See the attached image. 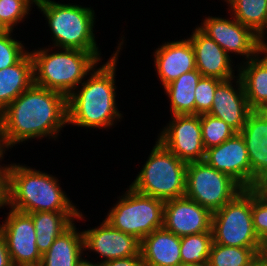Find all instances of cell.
Returning a JSON list of instances; mask_svg holds the SVG:
<instances>
[{
    "label": "cell",
    "instance_id": "1",
    "mask_svg": "<svg viewBox=\"0 0 267 266\" xmlns=\"http://www.w3.org/2000/svg\"><path fill=\"white\" fill-rule=\"evenodd\" d=\"M66 125L67 96L34 83L0 113V132L10 151L33 139L58 141Z\"/></svg>",
    "mask_w": 267,
    "mask_h": 266
},
{
    "label": "cell",
    "instance_id": "2",
    "mask_svg": "<svg viewBox=\"0 0 267 266\" xmlns=\"http://www.w3.org/2000/svg\"><path fill=\"white\" fill-rule=\"evenodd\" d=\"M115 51L106 62H100L86 79L67 97L68 125L90 130H108L124 118L116 102V71L119 54L126 46L121 33ZM125 39V40H124ZM125 43V44H124ZM118 105V106H117Z\"/></svg>",
    "mask_w": 267,
    "mask_h": 266
},
{
    "label": "cell",
    "instance_id": "3",
    "mask_svg": "<svg viewBox=\"0 0 267 266\" xmlns=\"http://www.w3.org/2000/svg\"><path fill=\"white\" fill-rule=\"evenodd\" d=\"M58 176L24 163H9L7 207L25 213L80 212ZM78 207V208H77Z\"/></svg>",
    "mask_w": 267,
    "mask_h": 266
},
{
    "label": "cell",
    "instance_id": "4",
    "mask_svg": "<svg viewBox=\"0 0 267 266\" xmlns=\"http://www.w3.org/2000/svg\"><path fill=\"white\" fill-rule=\"evenodd\" d=\"M37 48L29 50L33 59L34 84L58 91L67 97L104 59L101 51L47 45Z\"/></svg>",
    "mask_w": 267,
    "mask_h": 266
},
{
    "label": "cell",
    "instance_id": "5",
    "mask_svg": "<svg viewBox=\"0 0 267 266\" xmlns=\"http://www.w3.org/2000/svg\"><path fill=\"white\" fill-rule=\"evenodd\" d=\"M35 7L42 13L51 34L48 46L101 51L97 39L95 7L55 0H36Z\"/></svg>",
    "mask_w": 267,
    "mask_h": 266
},
{
    "label": "cell",
    "instance_id": "6",
    "mask_svg": "<svg viewBox=\"0 0 267 266\" xmlns=\"http://www.w3.org/2000/svg\"><path fill=\"white\" fill-rule=\"evenodd\" d=\"M147 160L129 185L135 191L167 201L185 196L187 162L155 141Z\"/></svg>",
    "mask_w": 267,
    "mask_h": 266
},
{
    "label": "cell",
    "instance_id": "7",
    "mask_svg": "<svg viewBox=\"0 0 267 266\" xmlns=\"http://www.w3.org/2000/svg\"><path fill=\"white\" fill-rule=\"evenodd\" d=\"M127 187L125 192L117 197L104 219L113 228L142 241L154 230L163 227L165 201Z\"/></svg>",
    "mask_w": 267,
    "mask_h": 266
},
{
    "label": "cell",
    "instance_id": "8",
    "mask_svg": "<svg viewBox=\"0 0 267 266\" xmlns=\"http://www.w3.org/2000/svg\"><path fill=\"white\" fill-rule=\"evenodd\" d=\"M213 243L230 247L259 248L253 228L251 189H244L233 200L212 213Z\"/></svg>",
    "mask_w": 267,
    "mask_h": 266
},
{
    "label": "cell",
    "instance_id": "9",
    "mask_svg": "<svg viewBox=\"0 0 267 266\" xmlns=\"http://www.w3.org/2000/svg\"><path fill=\"white\" fill-rule=\"evenodd\" d=\"M244 188L226 173L204 160L187 164L185 196L211 213L233 200Z\"/></svg>",
    "mask_w": 267,
    "mask_h": 266
},
{
    "label": "cell",
    "instance_id": "10",
    "mask_svg": "<svg viewBox=\"0 0 267 266\" xmlns=\"http://www.w3.org/2000/svg\"><path fill=\"white\" fill-rule=\"evenodd\" d=\"M230 17L206 16L197 27L212 38L231 58L235 55L241 64L255 57L262 47L263 40L250 28L237 21L229 12ZM233 55V56H232Z\"/></svg>",
    "mask_w": 267,
    "mask_h": 266
},
{
    "label": "cell",
    "instance_id": "11",
    "mask_svg": "<svg viewBox=\"0 0 267 266\" xmlns=\"http://www.w3.org/2000/svg\"><path fill=\"white\" fill-rule=\"evenodd\" d=\"M170 119L160 128L158 138L155 139L187 163L204 160L206 150L203 145L200 115H171Z\"/></svg>",
    "mask_w": 267,
    "mask_h": 266
},
{
    "label": "cell",
    "instance_id": "12",
    "mask_svg": "<svg viewBox=\"0 0 267 266\" xmlns=\"http://www.w3.org/2000/svg\"><path fill=\"white\" fill-rule=\"evenodd\" d=\"M1 219L0 233L4 236L13 266L41 263L42 255L36 245V231L29 213L7 207Z\"/></svg>",
    "mask_w": 267,
    "mask_h": 266
},
{
    "label": "cell",
    "instance_id": "13",
    "mask_svg": "<svg viewBox=\"0 0 267 266\" xmlns=\"http://www.w3.org/2000/svg\"><path fill=\"white\" fill-rule=\"evenodd\" d=\"M97 227L83 229L84 258H91L90 253H95L97 265L106 261L141 255V241L130 234L113 228L105 219ZM90 252V253H87ZM98 254V255H97Z\"/></svg>",
    "mask_w": 267,
    "mask_h": 266
},
{
    "label": "cell",
    "instance_id": "14",
    "mask_svg": "<svg viewBox=\"0 0 267 266\" xmlns=\"http://www.w3.org/2000/svg\"><path fill=\"white\" fill-rule=\"evenodd\" d=\"M204 161L226 173L244 189H252V171L244 138L236 133L232 138L205 151Z\"/></svg>",
    "mask_w": 267,
    "mask_h": 266
},
{
    "label": "cell",
    "instance_id": "15",
    "mask_svg": "<svg viewBox=\"0 0 267 266\" xmlns=\"http://www.w3.org/2000/svg\"><path fill=\"white\" fill-rule=\"evenodd\" d=\"M212 213L186 196L170 199L164 204L163 227L182 237L212 232Z\"/></svg>",
    "mask_w": 267,
    "mask_h": 266
},
{
    "label": "cell",
    "instance_id": "16",
    "mask_svg": "<svg viewBox=\"0 0 267 266\" xmlns=\"http://www.w3.org/2000/svg\"><path fill=\"white\" fill-rule=\"evenodd\" d=\"M193 29L188 38L194 50L196 69L202 77L228 80L237 76L239 60L235 66L234 58H231L212 38L204 34L196 25Z\"/></svg>",
    "mask_w": 267,
    "mask_h": 266
},
{
    "label": "cell",
    "instance_id": "17",
    "mask_svg": "<svg viewBox=\"0 0 267 266\" xmlns=\"http://www.w3.org/2000/svg\"><path fill=\"white\" fill-rule=\"evenodd\" d=\"M250 108L239 75L222 80L215 91L211 114L231 126L237 133L244 127Z\"/></svg>",
    "mask_w": 267,
    "mask_h": 266
},
{
    "label": "cell",
    "instance_id": "18",
    "mask_svg": "<svg viewBox=\"0 0 267 266\" xmlns=\"http://www.w3.org/2000/svg\"><path fill=\"white\" fill-rule=\"evenodd\" d=\"M168 40L152 52L155 72L162 88L183 73L196 70L194 50L188 36L176 41Z\"/></svg>",
    "mask_w": 267,
    "mask_h": 266
},
{
    "label": "cell",
    "instance_id": "19",
    "mask_svg": "<svg viewBox=\"0 0 267 266\" xmlns=\"http://www.w3.org/2000/svg\"><path fill=\"white\" fill-rule=\"evenodd\" d=\"M244 138L252 171V189L267 176V115L253 110L239 132Z\"/></svg>",
    "mask_w": 267,
    "mask_h": 266
},
{
    "label": "cell",
    "instance_id": "20",
    "mask_svg": "<svg viewBox=\"0 0 267 266\" xmlns=\"http://www.w3.org/2000/svg\"><path fill=\"white\" fill-rule=\"evenodd\" d=\"M140 252L145 266H182L181 237L164 227L141 241Z\"/></svg>",
    "mask_w": 267,
    "mask_h": 266
},
{
    "label": "cell",
    "instance_id": "21",
    "mask_svg": "<svg viewBox=\"0 0 267 266\" xmlns=\"http://www.w3.org/2000/svg\"><path fill=\"white\" fill-rule=\"evenodd\" d=\"M238 75L250 108H267V57L260 51L255 57L239 64Z\"/></svg>",
    "mask_w": 267,
    "mask_h": 266
},
{
    "label": "cell",
    "instance_id": "22",
    "mask_svg": "<svg viewBox=\"0 0 267 266\" xmlns=\"http://www.w3.org/2000/svg\"><path fill=\"white\" fill-rule=\"evenodd\" d=\"M32 217L36 231V245L41 255L46 253L54 240L64 233L76 220L87 219L83 212H33Z\"/></svg>",
    "mask_w": 267,
    "mask_h": 266
},
{
    "label": "cell",
    "instance_id": "23",
    "mask_svg": "<svg viewBox=\"0 0 267 266\" xmlns=\"http://www.w3.org/2000/svg\"><path fill=\"white\" fill-rule=\"evenodd\" d=\"M74 222L42 255L43 266H77L84 259V238Z\"/></svg>",
    "mask_w": 267,
    "mask_h": 266
},
{
    "label": "cell",
    "instance_id": "24",
    "mask_svg": "<svg viewBox=\"0 0 267 266\" xmlns=\"http://www.w3.org/2000/svg\"><path fill=\"white\" fill-rule=\"evenodd\" d=\"M33 83V59L28 51L16 64L0 70V113Z\"/></svg>",
    "mask_w": 267,
    "mask_h": 266
},
{
    "label": "cell",
    "instance_id": "25",
    "mask_svg": "<svg viewBox=\"0 0 267 266\" xmlns=\"http://www.w3.org/2000/svg\"><path fill=\"white\" fill-rule=\"evenodd\" d=\"M201 77V73L196 69L183 73L163 87L170 102V115L195 114V88Z\"/></svg>",
    "mask_w": 267,
    "mask_h": 266
},
{
    "label": "cell",
    "instance_id": "26",
    "mask_svg": "<svg viewBox=\"0 0 267 266\" xmlns=\"http://www.w3.org/2000/svg\"><path fill=\"white\" fill-rule=\"evenodd\" d=\"M227 12L250 28L263 41L267 40V0H226Z\"/></svg>",
    "mask_w": 267,
    "mask_h": 266
},
{
    "label": "cell",
    "instance_id": "27",
    "mask_svg": "<svg viewBox=\"0 0 267 266\" xmlns=\"http://www.w3.org/2000/svg\"><path fill=\"white\" fill-rule=\"evenodd\" d=\"M259 248L230 247L212 243L209 266H251L258 260Z\"/></svg>",
    "mask_w": 267,
    "mask_h": 266
},
{
    "label": "cell",
    "instance_id": "28",
    "mask_svg": "<svg viewBox=\"0 0 267 266\" xmlns=\"http://www.w3.org/2000/svg\"><path fill=\"white\" fill-rule=\"evenodd\" d=\"M213 243L212 232L186 235L181 237V263L182 266L208 261Z\"/></svg>",
    "mask_w": 267,
    "mask_h": 266
},
{
    "label": "cell",
    "instance_id": "29",
    "mask_svg": "<svg viewBox=\"0 0 267 266\" xmlns=\"http://www.w3.org/2000/svg\"><path fill=\"white\" fill-rule=\"evenodd\" d=\"M35 4L36 0H0V26L4 30L20 31L18 25L30 19Z\"/></svg>",
    "mask_w": 267,
    "mask_h": 266
},
{
    "label": "cell",
    "instance_id": "30",
    "mask_svg": "<svg viewBox=\"0 0 267 266\" xmlns=\"http://www.w3.org/2000/svg\"><path fill=\"white\" fill-rule=\"evenodd\" d=\"M200 125L205 150L220 145L237 133L225 121L208 113L200 115Z\"/></svg>",
    "mask_w": 267,
    "mask_h": 266
},
{
    "label": "cell",
    "instance_id": "31",
    "mask_svg": "<svg viewBox=\"0 0 267 266\" xmlns=\"http://www.w3.org/2000/svg\"><path fill=\"white\" fill-rule=\"evenodd\" d=\"M13 32H0V70L16 64L29 51L24 41L17 40Z\"/></svg>",
    "mask_w": 267,
    "mask_h": 266
},
{
    "label": "cell",
    "instance_id": "32",
    "mask_svg": "<svg viewBox=\"0 0 267 266\" xmlns=\"http://www.w3.org/2000/svg\"><path fill=\"white\" fill-rule=\"evenodd\" d=\"M222 80L215 77H201L195 88V114H207L210 112L214 94L218 84Z\"/></svg>",
    "mask_w": 267,
    "mask_h": 266
},
{
    "label": "cell",
    "instance_id": "33",
    "mask_svg": "<svg viewBox=\"0 0 267 266\" xmlns=\"http://www.w3.org/2000/svg\"><path fill=\"white\" fill-rule=\"evenodd\" d=\"M253 228L261 240L267 237V199L256 189H251Z\"/></svg>",
    "mask_w": 267,
    "mask_h": 266
},
{
    "label": "cell",
    "instance_id": "34",
    "mask_svg": "<svg viewBox=\"0 0 267 266\" xmlns=\"http://www.w3.org/2000/svg\"><path fill=\"white\" fill-rule=\"evenodd\" d=\"M98 266H145L142 255L106 261Z\"/></svg>",
    "mask_w": 267,
    "mask_h": 266
},
{
    "label": "cell",
    "instance_id": "35",
    "mask_svg": "<svg viewBox=\"0 0 267 266\" xmlns=\"http://www.w3.org/2000/svg\"><path fill=\"white\" fill-rule=\"evenodd\" d=\"M8 169H0V210L7 208Z\"/></svg>",
    "mask_w": 267,
    "mask_h": 266
},
{
    "label": "cell",
    "instance_id": "36",
    "mask_svg": "<svg viewBox=\"0 0 267 266\" xmlns=\"http://www.w3.org/2000/svg\"><path fill=\"white\" fill-rule=\"evenodd\" d=\"M0 266H13L4 236L0 233Z\"/></svg>",
    "mask_w": 267,
    "mask_h": 266
},
{
    "label": "cell",
    "instance_id": "37",
    "mask_svg": "<svg viewBox=\"0 0 267 266\" xmlns=\"http://www.w3.org/2000/svg\"><path fill=\"white\" fill-rule=\"evenodd\" d=\"M6 147V144L4 142L3 136L1 135L0 132V169H8L9 167V162L7 163V161H5V154H7V152H10V150ZM3 162V163H2ZM6 162V164L4 163Z\"/></svg>",
    "mask_w": 267,
    "mask_h": 266
},
{
    "label": "cell",
    "instance_id": "38",
    "mask_svg": "<svg viewBox=\"0 0 267 266\" xmlns=\"http://www.w3.org/2000/svg\"><path fill=\"white\" fill-rule=\"evenodd\" d=\"M258 260L267 266V237L260 240Z\"/></svg>",
    "mask_w": 267,
    "mask_h": 266
},
{
    "label": "cell",
    "instance_id": "39",
    "mask_svg": "<svg viewBox=\"0 0 267 266\" xmlns=\"http://www.w3.org/2000/svg\"><path fill=\"white\" fill-rule=\"evenodd\" d=\"M260 194L267 199V176H265L255 188Z\"/></svg>",
    "mask_w": 267,
    "mask_h": 266
},
{
    "label": "cell",
    "instance_id": "40",
    "mask_svg": "<svg viewBox=\"0 0 267 266\" xmlns=\"http://www.w3.org/2000/svg\"><path fill=\"white\" fill-rule=\"evenodd\" d=\"M92 260V261H91ZM91 260L87 259V258H84L77 266H98L94 260V258Z\"/></svg>",
    "mask_w": 267,
    "mask_h": 266
},
{
    "label": "cell",
    "instance_id": "41",
    "mask_svg": "<svg viewBox=\"0 0 267 266\" xmlns=\"http://www.w3.org/2000/svg\"><path fill=\"white\" fill-rule=\"evenodd\" d=\"M261 52L267 57V40L262 42Z\"/></svg>",
    "mask_w": 267,
    "mask_h": 266
},
{
    "label": "cell",
    "instance_id": "42",
    "mask_svg": "<svg viewBox=\"0 0 267 266\" xmlns=\"http://www.w3.org/2000/svg\"><path fill=\"white\" fill-rule=\"evenodd\" d=\"M184 266H209V263L207 261L205 263H194V264H187V265H184Z\"/></svg>",
    "mask_w": 267,
    "mask_h": 266
},
{
    "label": "cell",
    "instance_id": "43",
    "mask_svg": "<svg viewBox=\"0 0 267 266\" xmlns=\"http://www.w3.org/2000/svg\"><path fill=\"white\" fill-rule=\"evenodd\" d=\"M251 266H266L262 264L259 260H257L255 263H253Z\"/></svg>",
    "mask_w": 267,
    "mask_h": 266
},
{
    "label": "cell",
    "instance_id": "44",
    "mask_svg": "<svg viewBox=\"0 0 267 266\" xmlns=\"http://www.w3.org/2000/svg\"><path fill=\"white\" fill-rule=\"evenodd\" d=\"M25 266H43L41 263L38 264H31V265H25Z\"/></svg>",
    "mask_w": 267,
    "mask_h": 266
},
{
    "label": "cell",
    "instance_id": "45",
    "mask_svg": "<svg viewBox=\"0 0 267 266\" xmlns=\"http://www.w3.org/2000/svg\"><path fill=\"white\" fill-rule=\"evenodd\" d=\"M267 115V108L262 110Z\"/></svg>",
    "mask_w": 267,
    "mask_h": 266
}]
</instances>
